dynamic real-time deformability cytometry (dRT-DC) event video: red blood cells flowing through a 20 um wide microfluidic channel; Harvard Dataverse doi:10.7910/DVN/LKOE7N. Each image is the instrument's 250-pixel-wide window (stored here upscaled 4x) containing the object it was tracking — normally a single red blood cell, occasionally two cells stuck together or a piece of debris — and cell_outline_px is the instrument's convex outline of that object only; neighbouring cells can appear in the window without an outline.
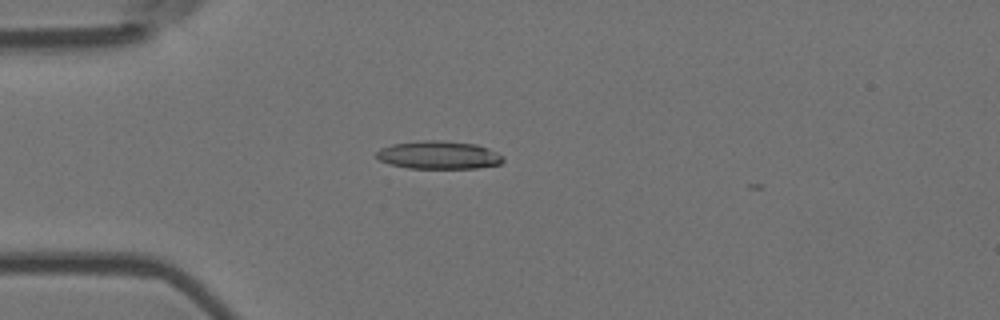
{"species": "Egyptian fruit bat (a non-hibernating species)", "species_latin": "Rousettus aegyptiacus", "temperature_condition": "room temperature", "stored_images_in_passage": 6, "camera_frame_rate_fps": 3000, "um_per_image_px": 0.085, "animal": {"sex": "female"}, "frame": {"image": 1, "passage_image": 5, "time_ms": 1.333, "image_size_px": [1000, 320], "cell_outline_px": [[504, 160], [500, 164], [476, 168], [408, 168], [392, 164], [380, 160], [376, 156], [376, 152], [380, 148], [392, 144], [424, 140], [440, 140], [476, 144], [488, 148], [504, 156]], "centroid_in_image_um": [37.31, 13.17], "position_along_channel_um": 47.7, "area_um2": 20.63}}